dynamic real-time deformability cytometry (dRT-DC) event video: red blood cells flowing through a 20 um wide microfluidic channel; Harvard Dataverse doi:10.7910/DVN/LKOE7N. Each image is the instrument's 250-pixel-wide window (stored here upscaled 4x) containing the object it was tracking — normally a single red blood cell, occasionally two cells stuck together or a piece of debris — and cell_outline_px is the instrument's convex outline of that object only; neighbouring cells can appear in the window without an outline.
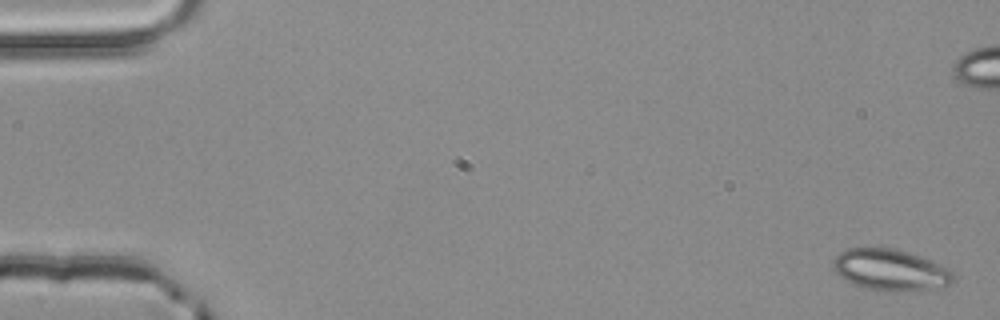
{"species": "common noctule bat (a hibernating species)", "species_latin": "Nyctalus noctula", "temperature_condition": "room temperature", "stored_images_in_passage": 5, "camera_frame_rate_fps": 3000, "um_per_image_px": 0.085, "animal": {"sex": "male", "body_mass_g": 20.4}, "frame": {"image": 1, "passage_image": 1, "time_ms": 0.0, "image_size_px": [1000, 320], "cell_outline_px": [[952, 280], [948, 284], [928, 288], [904, 292], [884, 292], [864, 288], [852, 284], [844, 280], [832, 268], [832, 260], [840, 252], [848, 248], [896, 248], [908, 252], [928, 260], [952, 272]], "centroid_in_image_um": [75.56, 22.95], "position_along_channel_um": 9.4, "area_um2": 28.67}}